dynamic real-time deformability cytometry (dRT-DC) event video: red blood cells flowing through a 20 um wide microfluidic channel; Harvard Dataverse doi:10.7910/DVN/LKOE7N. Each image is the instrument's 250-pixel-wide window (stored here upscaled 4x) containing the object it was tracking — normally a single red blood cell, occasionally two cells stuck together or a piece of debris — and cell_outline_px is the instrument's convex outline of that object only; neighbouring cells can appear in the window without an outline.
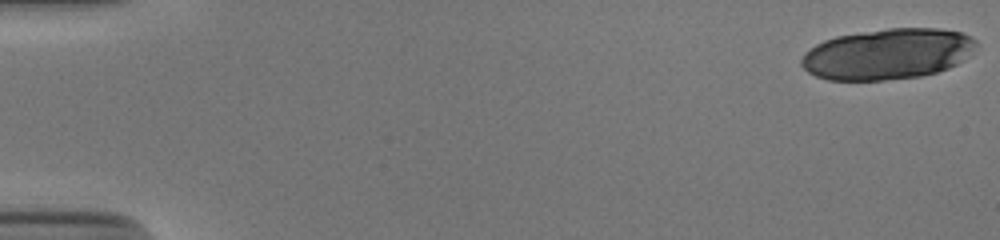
{"species": "human", "species_latin": "Homo sapiens", "temperature_condition": "cold", "stored_images_in_passage": 20, "camera_frame_rate_fps": 3000, "um_per_image_px": 0.085, "donor": {"sex": "male"}, "frame": {"image": 1, "passage_image": 1, "time_ms": 0.0, "image_size_px": [1000, 240], "cell_outline_px": [[976, 44], [956, 64], [948, 68], [936, 72], [920, 76], [884, 80], [828, 80], [816, 76], [808, 72], [800, 64], [800, 60], [804, 52], [816, 44], [824, 40], [836, 36], [860, 32], [888, 28], [940, 28], [960, 32], [972, 36], [976, 40]], "centroid_in_image_um": [75.38, 4.58], "position_along_channel_um": 9.6, "area_um2": 51.5}}